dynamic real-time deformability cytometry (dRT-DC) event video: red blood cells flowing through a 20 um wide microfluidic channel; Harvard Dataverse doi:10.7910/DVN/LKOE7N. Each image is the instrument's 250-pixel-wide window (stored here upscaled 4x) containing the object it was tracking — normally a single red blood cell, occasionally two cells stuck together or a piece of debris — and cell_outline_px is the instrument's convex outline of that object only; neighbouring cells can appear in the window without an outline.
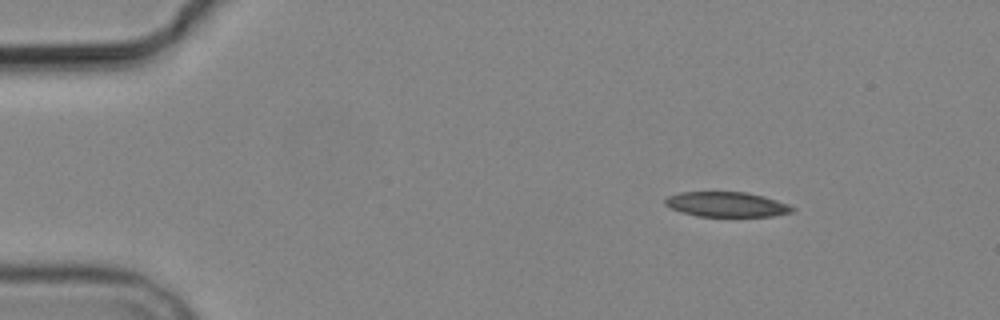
{"species": "common noctule bat (a hibernating species)", "species_latin": "Nyctalus noctula", "temperature_condition": "cold", "stored_images_in_passage": 3, "camera_frame_rate_fps": 3000, "um_per_image_px": 0.085, "animal": {"sex": "male", "body_mass_g": 19.2, "forearm_length_mm": 51.8}, "frame": {"image": 1, "passage_image": 1, "time_ms": 0.0, "image_size_px": [1000, 320], "cell_outline_px": [[796, 208], [792, 212], [772, 216], [696, 216], [680, 212], [664, 204], [664, 200], [668, 196], [680, 192], [748, 192], [764, 196], [788, 204]], "centroid_in_image_um": [61.75, 17.37], "position_along_channel_um": 23.2, "area_um2": 18.5}}
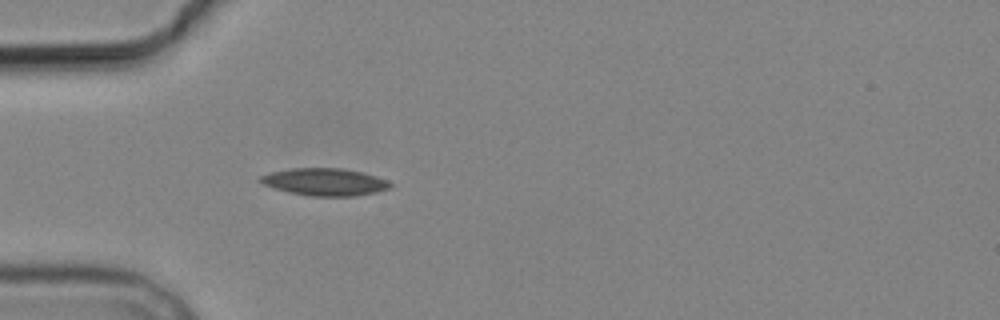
{"frame": {"image": 2, "passage_image": 3, "time_ms": 3.0, "image_size_px": [1000, 320], "cell_outline_px": [[392, 188], [376, 192], [352, 196], [312, 196], [288, 192], [272, 188], [256, 180], [260, 176], [272, 172], [292, 168], [344, 168], [376, 176], [388, 180], [392, 184]], "centroid_in_image_um": [27.6, 15.46], "position_along_channel_um": 57.4, "area_um2": 20.75}}